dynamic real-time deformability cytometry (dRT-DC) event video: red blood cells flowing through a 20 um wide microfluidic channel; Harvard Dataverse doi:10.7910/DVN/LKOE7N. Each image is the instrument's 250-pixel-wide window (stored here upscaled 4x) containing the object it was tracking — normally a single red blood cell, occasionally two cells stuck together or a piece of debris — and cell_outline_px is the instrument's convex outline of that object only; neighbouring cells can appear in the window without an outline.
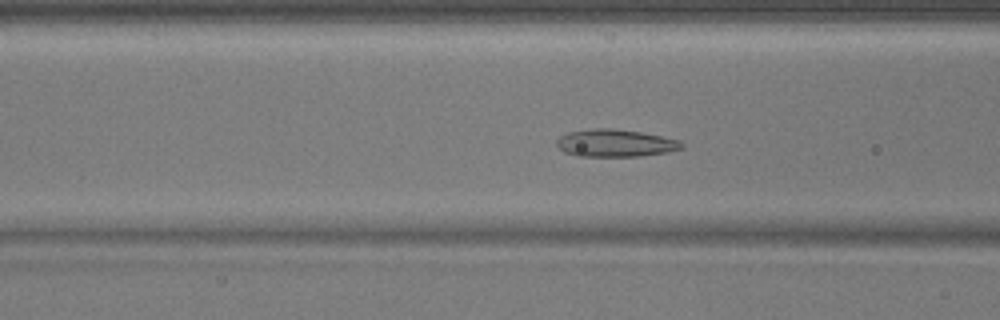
{"species": "common noctule bat (a hibernating species)", "species_latin": "Nyctalus noctula", "temperature_condition": "warm", "stored_images_in_passage": 44, "camera_frame_rate_fps": 3000, "um_per_image_px": 0.085, "animal": {"sex": "male", "body_mass_g": 17.9}, "frame": {"image": 1, "passage_image": 12, "time_ms": 3.667, "image_size_px": [1000, 320], "cell_outline_px": [[684, 148], [668, 152], [640, 156], [576, 156], [564, 152], [556, 144], [556, 140], [560, 136], [568, 132], [596, 128], [608, 128], [640, 132], [680, 140], [684, 144]], "centroid_in_image_um": [52.3, 12.17], "position_along_channel_um": 114.3, "area_um2": 19.94}}
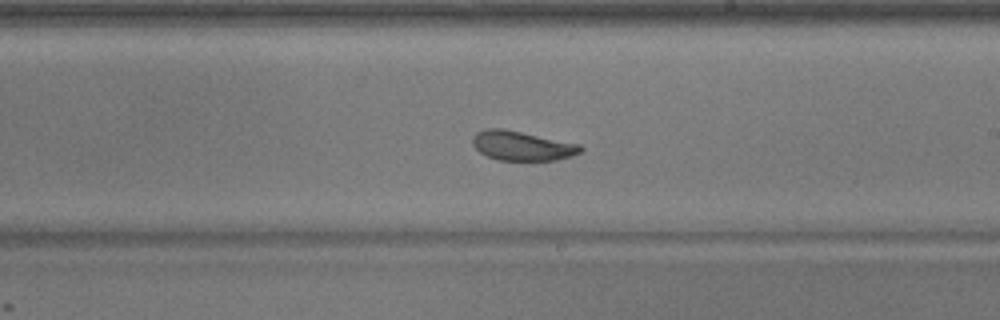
{"frame": {"image": 2, "passage_image": 22, "time_ms": 7.0, "image_size_px": [1000, 320], "cell_outline_px": [[584, 148], [580, 152], [572, 156], [556, 160], [496, 160], [480, 152], [472, 144], [472, 136], [476, 132], [488, 128], [500, 128], [580, 144]], "centroid_in_image_um": [44.36, 12.4], "position_along_channel_um": 244.6, "area_um2": 18.38}}
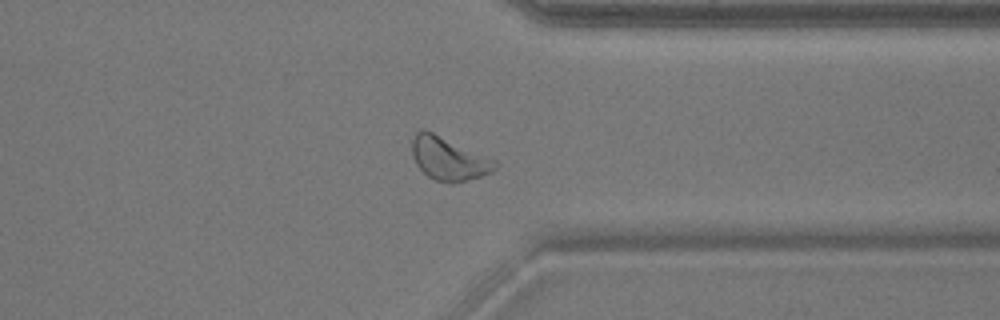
{"frame": {"image": 3, "passage_image": 32, "time_ms": 10.333, "image_size_px": [1000, 320], "cell_outline_px": [[496, 168], [492, 172], [480, 176], [464, 180], [436, 180], [428, 176], [416, 164], [412, 156], [412, 140], [416, 132], [420, 128], [424, 128], [496, 160]], "centroid_in_image_um": [38.1, 13.43], "position_along_channel_um": 373.3, "area_um2": 20.35}}